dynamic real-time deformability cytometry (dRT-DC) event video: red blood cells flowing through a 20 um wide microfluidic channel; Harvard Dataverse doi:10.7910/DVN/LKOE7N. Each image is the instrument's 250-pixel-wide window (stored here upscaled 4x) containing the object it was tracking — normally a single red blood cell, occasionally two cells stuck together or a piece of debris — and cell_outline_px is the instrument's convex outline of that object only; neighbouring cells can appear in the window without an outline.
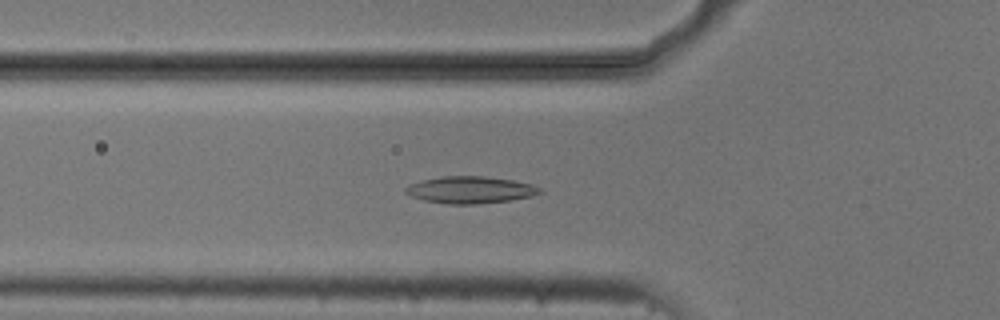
{"species": "common noctule bat (a hibernating species)", "species_latin": "Nyctalus noctula", "temperature_condition": "cold", "stored_images_in_passage": 54, "camera_frame_rate_fps": 3000, "um_per_image_px": 0.085, "animal": {"sex": "male", "body_mass_g": 20.5, "forearm_length_mm": 52.5}, "frame": {"image": 1, "passage_image": 19, "time_ms": 6.0, "image_size_px": [1000, 320], "cell_outline_px": [[544, 192], [532, 196], [512, 200], [476, 204], [448, 204], [424, 200], [412, 196], [404, 192], [404, 188], [408, 184], [420, 180], [440, 176], [484, 176], [512, 180], [532, 184], [540, 188]], "centroid_in_image_um": [39.96, 16.13], "position_along_channel_um": 85.8, "area_um2": 21.27}}
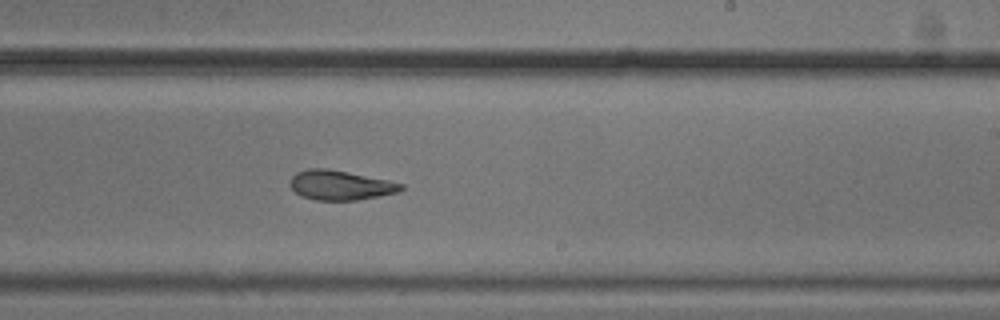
{"frame": {"image": 2, "passage_image": 33, "time_ms": 10.667, "image_size_px": [1000, 320], "cell_outline_px": [[404, 188], [396, 192], [380, 196], [356, 200], [316, 200], [300, 196], [288, 184], [288, 180], [296, 172], [308, 168], [328, 168], [388, 180], [404, 184]], "centroid_in_image_um": [28.88, 15.73], "position_along_channel_um": 260.1, "area_um2": 19.25}}
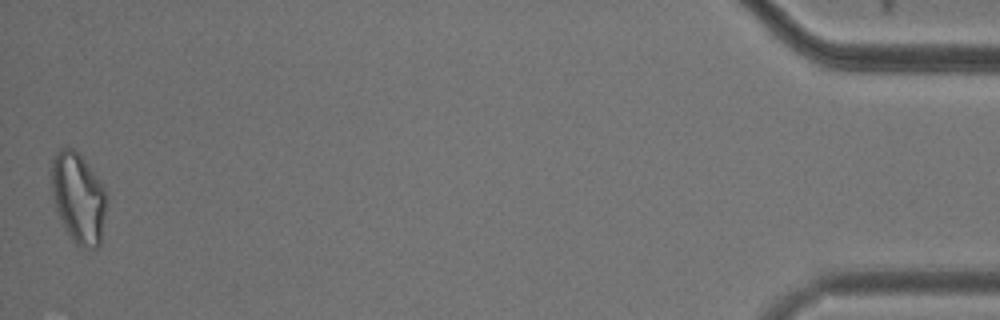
{"frame": {"image": 3, "passage_image": 54, "time_ms": 17.667, "image_size_px": [1000, 320], "cell_outline_px": [[104, 212], [100, 244], [96, 248], [80, 248], [72, 240], [64, 228], [56, 208], [52, 192], [48, 168], [52, 156], [60, 148], [72, 148], [84, 160], [104, 188]], "centroid_in_image_um": [6.58, 16.8], "position_along_channel_um": 428.6, "area_um2": 28.78}, "authors_computed_cell_mechanics": {"area_um2": 21.0103, "velocity_mm_per_s": 3.7183, "shape_relaxation_time_tau1_ms": null, "shape_relaxation_time_tau2_ms": 3.6646, "deformation_change_tau1": null, "deformation_change_tau2": 0.1112}}